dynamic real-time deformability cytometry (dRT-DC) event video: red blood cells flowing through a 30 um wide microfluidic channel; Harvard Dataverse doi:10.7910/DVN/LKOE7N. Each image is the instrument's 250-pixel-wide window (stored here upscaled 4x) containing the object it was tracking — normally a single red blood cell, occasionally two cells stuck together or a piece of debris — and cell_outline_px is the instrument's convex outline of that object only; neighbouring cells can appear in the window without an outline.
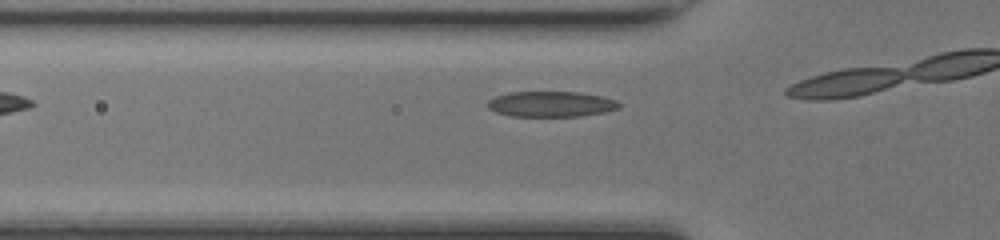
{"species": "common noctule bat (a hibernating species)", "species_latin": "Nyctalus noctula", "temperature_condition": "room temperature", "stored_images_in_passage": 6, "camera_frame_rate_fps": 3000, "um_per_image_px": 0.085, "animal": {"sex": "female", "body_mass_g": 17.0, "forearm_length_mm": 48.0}, "frame": {"image": 1, "passage_image": 4, "time_ms": 1.0, "image_size_px": [1000, 240], "cell_outline_px": [[620, 108], [604, 112], [580, 116], [512, 116], [496, 112], [488, 108], [488, 100], [496, 96], [508, 92], [576, 92], [600, 96], [616, 100], [620, 104]], "centroid_in_image_um": [46.83, 8.85], "position_along_channel_um": 79.0, "area_um2": 19.42}}